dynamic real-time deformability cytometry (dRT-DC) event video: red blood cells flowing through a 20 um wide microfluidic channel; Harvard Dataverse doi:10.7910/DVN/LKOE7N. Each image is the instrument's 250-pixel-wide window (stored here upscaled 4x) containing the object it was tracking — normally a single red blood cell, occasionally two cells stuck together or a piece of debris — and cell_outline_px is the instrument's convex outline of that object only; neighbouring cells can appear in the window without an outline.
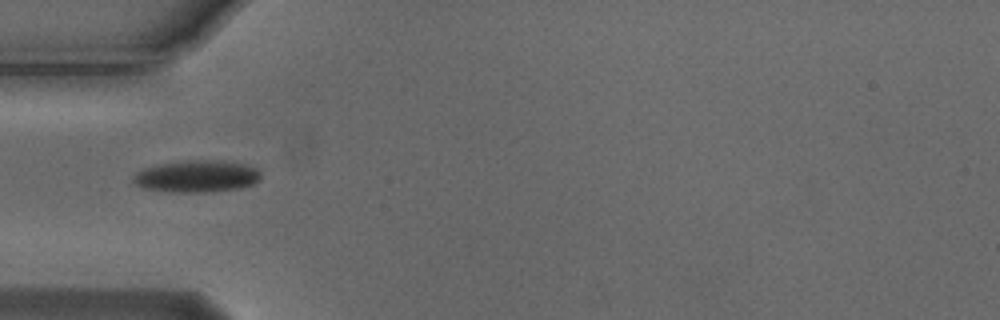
{"species": "Egyptian fruit bat (a non-hibernating species)", "species_latin": "Rousettus aegyptiacus", "temperature_condition": "cold", "stored_images_in_passage": 5, "camera_frame_rate_fps": 3000, "um_per_image_px": 0.085, "animal": {"sex": "male"}, "frame": {"image": 1, "passage_image": 2, "time_ms": 0.333, "image_size_px": [1000, 320], "cell_outline_px": [[260, 180], [252, 184], [240, 188], [204, 192], [172, 192], [144, 188], [136, 184], [132, 180], [132, 176], [136, 172], [144, 168], [156, 164], [184, 160], [224, 160], [244, 164], [256, 168], [260, 172]], "centroid_in_image_um": [16.71, 14.97], "position_along_channel_um": 68.3, "area_um2": 23.93}}
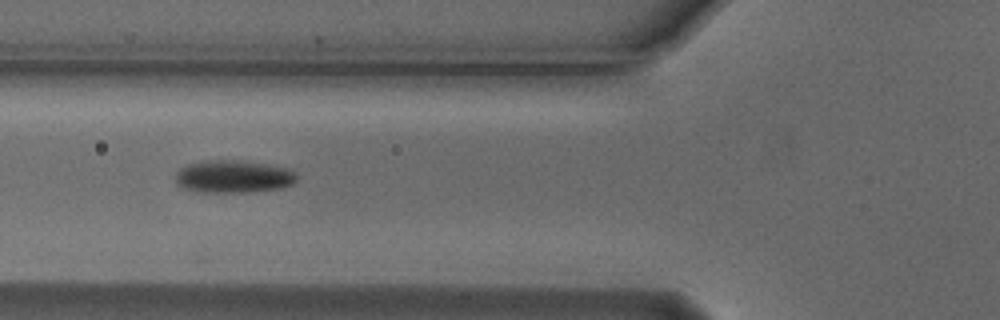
{"frame": {"image": 2, "passage_image": 3, "time_ms": 0.667, "image_size_px": [1000, 320], "cell_outline_px": [[296, 180], [292, 184], [280, 188], [244, 192], [204, 192], [184, 188], [176, 184], [176, 172], [180, 168], [188, 164], [204, 160], [236, 160], [264, 164], [288, 168], [296, 176]], "centroid_in_image_um": [19.79, 15.0], "position_along_channel_um": 106.0, "area_um2": 22.77}}